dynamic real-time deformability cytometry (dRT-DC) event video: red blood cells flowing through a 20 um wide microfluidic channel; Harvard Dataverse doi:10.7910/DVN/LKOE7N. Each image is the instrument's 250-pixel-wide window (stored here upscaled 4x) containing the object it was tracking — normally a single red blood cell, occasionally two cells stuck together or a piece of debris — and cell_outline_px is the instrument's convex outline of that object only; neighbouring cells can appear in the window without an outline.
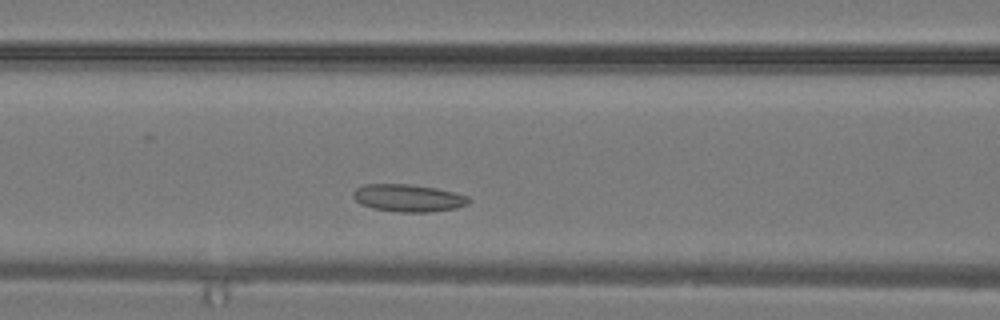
{"species": "common noctule bat (a hibernating species)", "species_latin": "Nyctalus noctula", "temperature_condition": "warm", "stored_images_in_passage": 26, "camera_frame_rate_fps": 3000, "um_per_image_px": 0.085, "animal": {"sex": "male", "body_mass_g": 19.2, "forearm_length_mm": 51.8}, "frame": {"image": 1, "passage_image": 7, "time_ms": 2.0, "image_size_px": [1000, 320], "cell_outline_px": [[468, 204], [456, 208], [432, 212], [400, 212], [372, 208], [360, 204], [352, 196], [352, 192], [356, 188], [364, 184], [408, 184], [436, 188], [468, 196]], "centroid_in_image_um": [34.66, 16.83], "position_along_channel_um": 131.9, "area_um2": 18.44}}
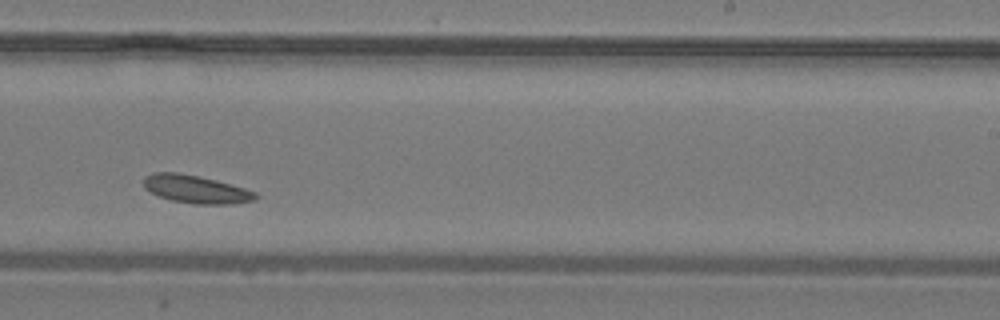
{"frame": {"image": 2, "passage_image": 14, "time_ms": 4.333, "image_size_px": [1000, 320], "cell_outline_px": [[260, 196], [256, 200], [228, 204], [196, 204], [172, 200], [160, 196], [144, 188], [144, 176], [152, 172], [176, 172], [216, 180], [232, 184], [256, 192]], "centroid_in_image_um": [16.67, 16.08], "position_along_channel_um": 272.3, "area_um2": 18.15}}
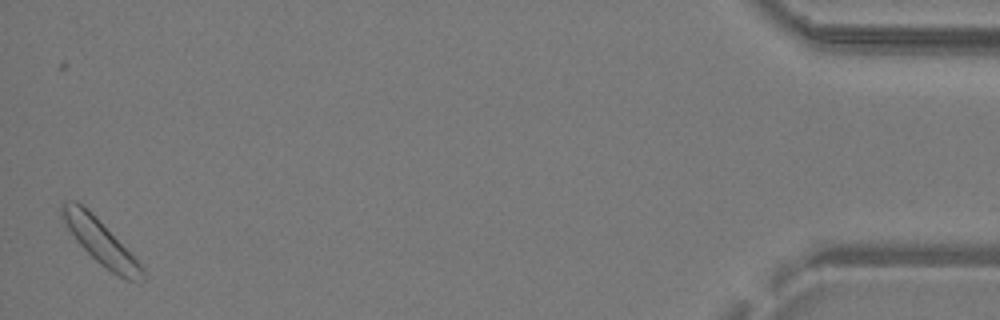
{"frame": {"image": 3, "passage_image": 26, "time_ms": 8.333, "image_size_px": [1000, 320], "cell_outline_px": [[144, 280], [140, 284], [128, 280], [112, 272], [100, 264], [76, 240], [64, 224], [60, 216], [60, 204], [64, 200], [76, 200], [88, 208], [96, 216], [144, 268]], "centroid_in_image_um": [8.5, 20.52], "position_along_channel_um": 426.7, "area_um2": 20.87}}